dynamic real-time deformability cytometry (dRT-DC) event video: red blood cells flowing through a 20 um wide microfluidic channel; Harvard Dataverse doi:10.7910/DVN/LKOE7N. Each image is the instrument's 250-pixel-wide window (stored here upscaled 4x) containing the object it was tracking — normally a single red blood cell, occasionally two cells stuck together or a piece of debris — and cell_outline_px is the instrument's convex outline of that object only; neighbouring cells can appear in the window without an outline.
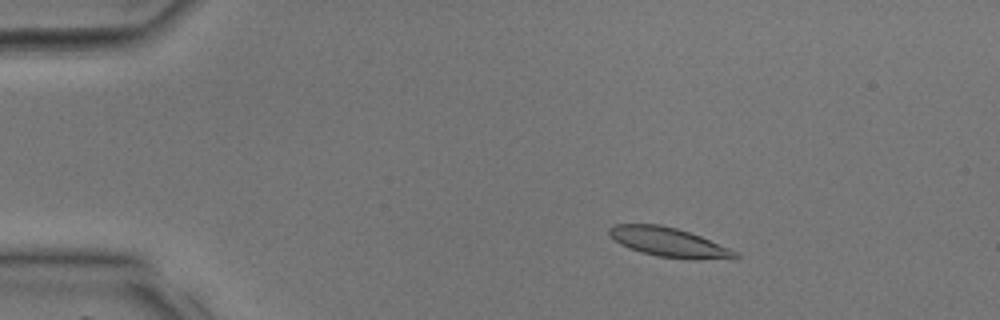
{"species": "common noctule bat (a hibernating species)", "species_latin": "Nyctalus noctula", "temperature_condition": "room temperature", "stored_images_in_passage": 37, "camera_frame_rate_fps": 3000, "um_per_image_px": 0.085, "animal": {"sex": "male", "body_mass_g": 17.9, "forearm_length_mm": 54.2}, "frame": {"image": 1, "passage_image": 6, "time_ms": 1.667, "image_size_px": [1000, 320], "cell_outline_px": [[740, 256], [732, 260], [660, 256], [640, 252], [628, 248], [620, 244], [608, 232], [608, 228], [612, 224], [660, 224], [676, 228], [700, 236], [740, 252]], "centroid_in_image_um": [56.88, 20.58], "position_along_channel_um": 28.1, "area_um2": 21.27}}
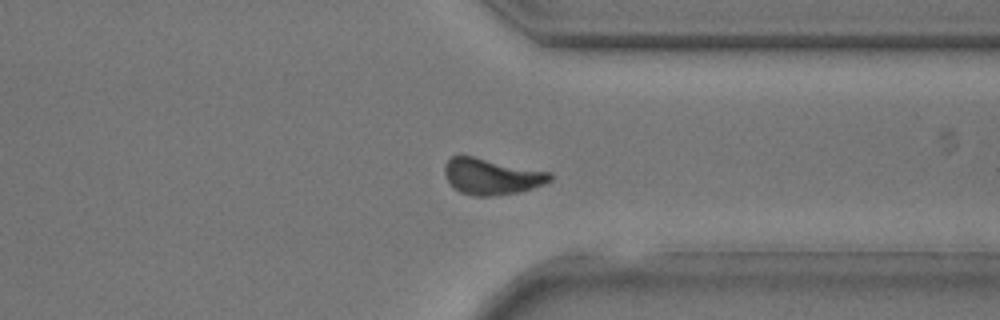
{"frame": {"image": 2, "passage_image": 29, "time_ms": 9.333, "image_size_px": [1000, 320], "cell_outline_px": [[552, 180], [544, 184], [520, 192], [488, 196], [476, 196], [460, 192], [452, 188], [444, 172], [444, 164], [452, 156], [472, 156], [552, 172]], "centroid_in_image_um": [41.79, 15.0], "position_along_channel_um": 369.6, "area_um2": 22.2}}
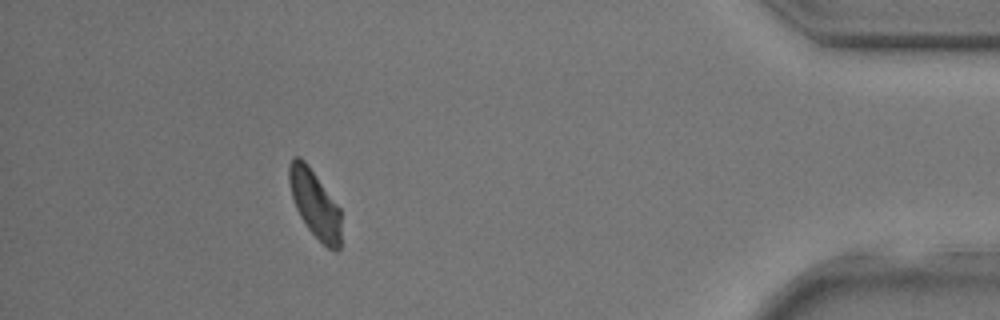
{"frame": {"image": 3, "passage_image": 34, "time_ms": 11.0, "image_size_px": [1000, 320], "cell_outline_px": [[340, 248], [336, 252], [328, 248], [308, 228], [300, 216], [296, 208], [292, 196], [288, 180], [288, 164], [292, 156], [300, 156], [304, 160], [340, 208]], "centroid_in_image_um": [26.74, 17.3], "position_along_channel_um": 408.5, "area_um2": 20.23}}